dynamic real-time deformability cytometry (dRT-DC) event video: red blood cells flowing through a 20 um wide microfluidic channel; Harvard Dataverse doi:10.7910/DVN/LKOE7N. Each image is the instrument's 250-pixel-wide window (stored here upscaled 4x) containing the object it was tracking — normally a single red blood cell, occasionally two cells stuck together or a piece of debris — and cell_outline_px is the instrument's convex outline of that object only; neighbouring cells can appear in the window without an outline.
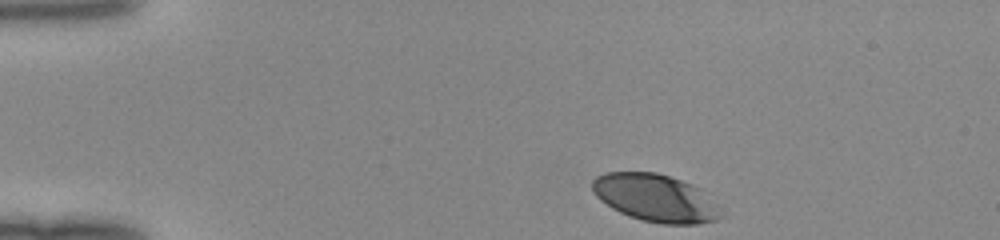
{"species": "human", "species_latin": "Homo sapiens", "temperature_condition": "room temperature", "stored_images_in_passage": 34, "camera_frame_rate_fps": 3000, "um_per_image_px": 0.085, "donor": {"sex": "female"}, "frame": {"image": 1, "passage_image": 1, "time_ms": 0.0, "image_size_px": [1000, 240], "cell_outline_px": [[724, 216], [716, 220], [696, 224], [664, 224], [644, 220], [628, 216], [612, 208], [600, 200], [592, 192], [592, 180], [596, 176], [604, 172], [656, 172], [692, 184], [700, 188], [724, 208]], "centroid_in_image_um": [55.76, 16.83], "position_along_channel_um": 29.2, "area_um2": 36.07}}
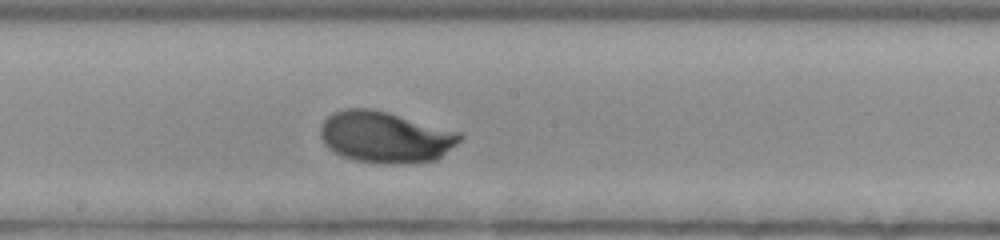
{"frame": {"image": 2, "passage_image": 20, "time_ms": 6.333, "image_size_px": [1000, 240], "cell_outline_px": [[464, 136], [456, 144], [436, 160], [404, 164], [380, 164], [356, 160], [344, 156], [328, 148], [324, 144], [320, 136], [320, 128], [324, 120], [332, 112], [344, 108], [368, 108], [388, 112], [460, 132]], "centroid_in_image_um": [32.74, 11.65], "position_along_channel_um": 215.5, "area_um2": 41.79}}
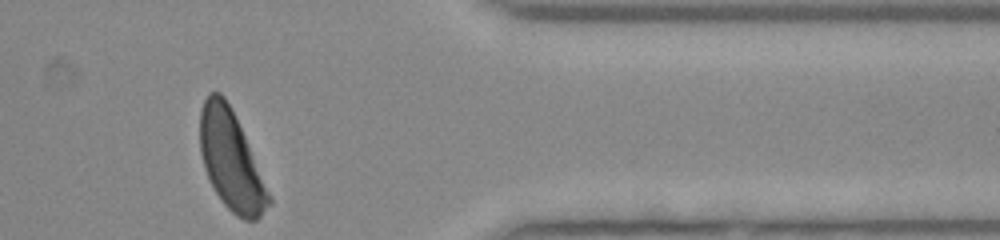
{"frame": {"image": 3, "passage_image": 34, "time_ms": 11.0, "image_size_px": [1000, 240], "cell_outline_px": [[272, 204], [256, 220], [244, 220], [236, 216], [224, 204], [216, 192], [204, 168], [200, 152], [200, 108], [208, 92], [220, 92], [224, 96], [244, 136], [272, 200]], "centroid_in_image_um": [19.61, 13.65], "position_along_channel_um": 391.8, "area_um2": 38.84}}